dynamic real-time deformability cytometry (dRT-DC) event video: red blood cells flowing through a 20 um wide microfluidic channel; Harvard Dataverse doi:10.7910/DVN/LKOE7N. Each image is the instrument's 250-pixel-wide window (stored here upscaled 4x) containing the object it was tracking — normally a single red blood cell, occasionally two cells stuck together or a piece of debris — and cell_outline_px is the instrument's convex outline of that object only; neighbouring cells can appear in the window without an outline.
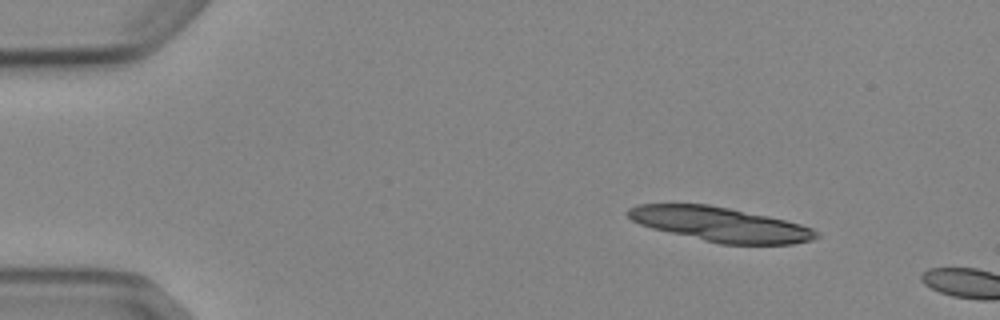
{"species": "Egyptian fruit bat (a non-hibernating species)", "species_latin": "Rousettus aegyptiacus", "temperature_condition": "cold", "stored_images_in_passage": 2, "camera_frame_rate_fps": 3000, "um_per_image_px": 0.085, "animal": {"sex": "female"}, "frame": {"image": 1, "passage_image": 1, "time_ms": 0.0, "image_size_px": [1000, 320], "cell_outline_px": [[820, 236], [812, 240], [792, 244], [720, 244], [652, 228], [640, 224], [632, 220], [624, 212], [628, 208], [636, 204], [708, 204], [768, 216], [800, 224], [812, 228], [820, 232]], "centroid_in_image_um": [61.22, 19.07], "position_along_channel_um": 23.8, "area_um2": 37.63}}